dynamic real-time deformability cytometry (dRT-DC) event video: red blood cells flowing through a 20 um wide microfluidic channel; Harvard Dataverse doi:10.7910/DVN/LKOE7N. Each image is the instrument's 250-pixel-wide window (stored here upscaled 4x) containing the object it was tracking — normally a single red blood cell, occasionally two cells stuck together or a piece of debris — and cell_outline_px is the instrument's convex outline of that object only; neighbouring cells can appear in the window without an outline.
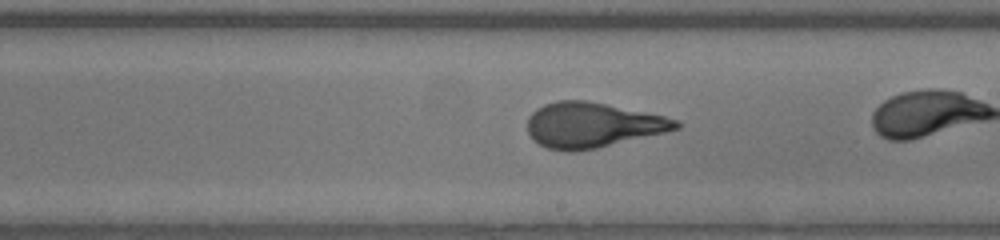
{"species": "human", "species_latin": "Homo sapiens", "temperature_condition": "warm", "stored_images_in_passage": 22, "camera_frame_rate_fps": 3000, "um_per_image_px": 0.085, "donor": {"sex": "male"}, "frame": {"image": 1, "passage_image": 13, "time_ms": 4.0, "image_size_px": [1000, 240], "cell_outline_px": [[680, 128], [664, 132], [596, 148], [576, 152], [568, 152], [548, 148], [532, 140], [528, 132], [528, 116], [536, 108], [544, 104], [556, 100], [588, 100], [664, 116], [680, 120]], "centroid_in_image_um": [50.32, 10.62], "position_along_channel_um": 238.7, "area_um2": 39.02}}